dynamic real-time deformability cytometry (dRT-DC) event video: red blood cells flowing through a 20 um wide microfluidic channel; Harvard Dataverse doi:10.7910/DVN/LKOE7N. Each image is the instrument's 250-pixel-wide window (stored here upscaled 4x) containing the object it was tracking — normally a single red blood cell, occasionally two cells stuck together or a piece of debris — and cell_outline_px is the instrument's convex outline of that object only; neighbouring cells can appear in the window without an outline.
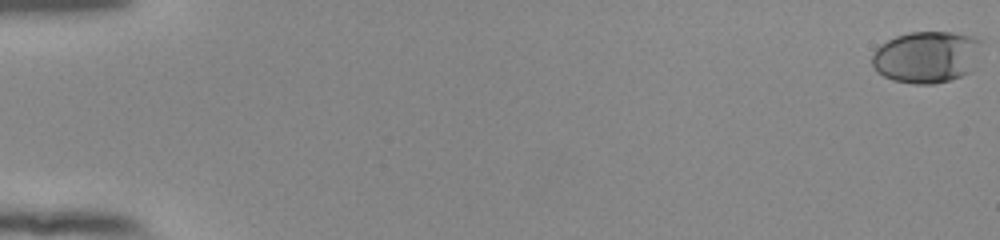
{"species": "human", "species_latin": "Homo sapiens", "temperature_condition": "room temperature", "stored_images_in_passage": 56, "camera_frame_rate_fps": 3000, "um_per_image_px": 0.085, "donor": {"sex": "female"}, "frame": {"image": 1, "passage_image": 1, "time_ms": 0.0, "image_size_px": [1000, 240], "cell_outline_px": [[980, 40], [972, 72], [948, 80], [932, 84], [912, 84], [892, 80], [876, 72], [872, 64], [872, 56], [876, 48], [880, 44], [896, 36], [908, 32], [952, 32], [976, 36]], "centroid_in_image_um": [78.72, 4.84], "position_along_channel_um": 6.3, "area_um2": 33.06}}
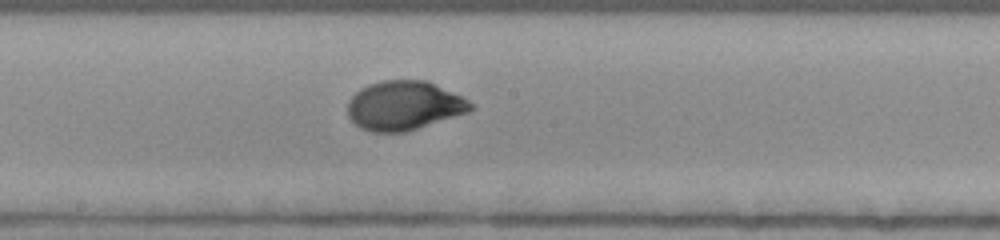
{"frame": {"image": 2, "passage_image": 32, "time_ms": 10.333, "image_size_px": [1000, 240], "cell_outline_px": [[476, 108], [468, 112], [404, 132], [372, 132], [360, 128], [348, 116], [348, 100], [360, 88], [368, 84], [384, 80], [428, 80], [468, 100]], "centroid_in_image_um": [34.33, 8.96], "position_along_channel_um": 213.9, "area_um2": 35.08}}
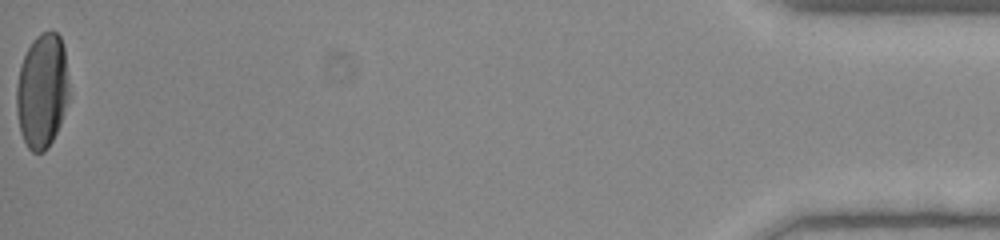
{"frame": {"image": 3, "passage_image": 56, "time_ms": 18.333, "image_size_px": [1000, 240], "cell_outline_px": [[68, 96], [60, 124], [48, 148], [44, 152], [32, 152], [28, 148], [20, 132], [16, 112], [16, 88], [20, 64], [32, 40], [36, 36], [44, 32], [56, 32], [60, 36], [64, 48], [68, 84]], "centroid_in_image_um": [3.55, 7.73], "position_along_channel_um": 431.6, "area_um2": 34.97}, "authors_computed_cell_mechanics": {"area_um2": 34.2754, "velocity_mm_per_s": 3.854, "shape_relaxation_time_tau1_ms": 4.3104, "shape_relaxation_time_tau2_ms": null, "deformation_change_tau1": 0.186, "deformation_change_tau2": null}}